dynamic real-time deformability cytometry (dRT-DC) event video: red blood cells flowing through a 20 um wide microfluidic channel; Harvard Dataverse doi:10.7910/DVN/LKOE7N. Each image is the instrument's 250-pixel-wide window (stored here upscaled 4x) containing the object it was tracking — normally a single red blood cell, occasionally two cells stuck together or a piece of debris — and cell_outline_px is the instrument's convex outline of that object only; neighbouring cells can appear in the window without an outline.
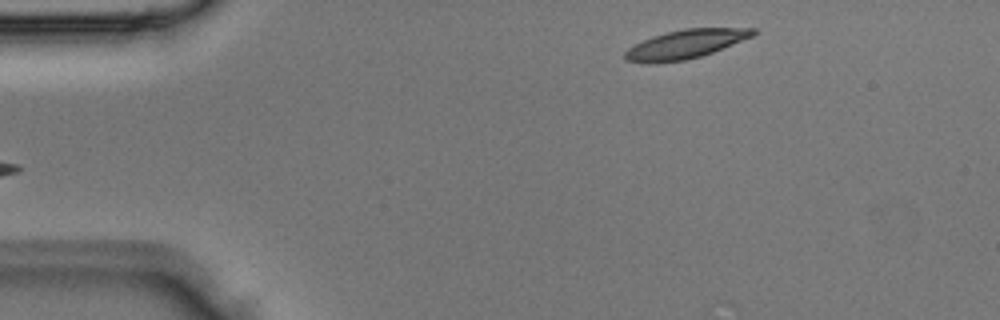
{"species": "Egyptian fruit bat (a non-hibernating species)", "species_latin": "Rousettus aegyptiacus", "temperature_condition": "room temperature", "stored_images_in_passage": 3, "segment_of_instrument_passage": [2, 2], "camera_frame_rate_fps": 3000, "um_per_image_px": 0.085, "animal": {"sex": "male"}, "frame": {"image": 1, "passage_image": 3, "time_ms": 0.667, "image_size_px": [1000, 320], "cell_outline_px": [[760, 32], [752, 36], [712, 52], [700, 56], [684, 60], [648, 64], [624, 60], [624, 52], [628, 48], [652, 36], [684, 28], [756, 28]], "centroid_in_image_um": [58.25, 3.75], "position_along_channel_um": 26.8, "area_um2": 21.39}}